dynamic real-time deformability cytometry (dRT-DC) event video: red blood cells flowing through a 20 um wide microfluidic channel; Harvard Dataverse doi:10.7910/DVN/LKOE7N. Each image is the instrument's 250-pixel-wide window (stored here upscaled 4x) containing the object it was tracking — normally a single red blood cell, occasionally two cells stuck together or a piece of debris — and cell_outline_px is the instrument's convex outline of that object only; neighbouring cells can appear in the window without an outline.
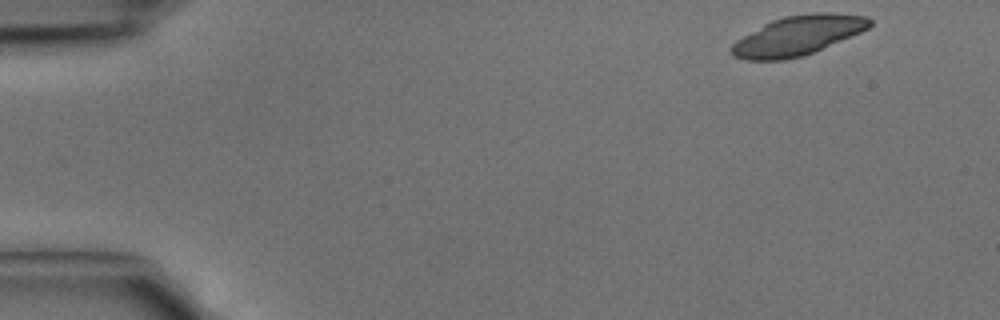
{"species": "common noctule bat (a hibernating species)", "species_latin": "Nyctalus noctula", "temperature_condition": "cold", "stored_images_in_passage": 39, "camera_frame_rate_fps": 3000, "um_per_image_px": 0.085, "animal": {"sex": "male", "body_mass_g": 15.6}, "frame": {"image": 1, "passage_image": 1, "time_ms": 0.0, "image_size_px": [1000, 320], "cell_outline_px": [[872, 24], [868, 28], [860, 32], [804, 56], [784, 60], [744, 60], [736, 56], [732, 52], [732, 44], [736, 40], [764, 24], [772, 20], [784, 16], [812, 12], [828, 12], [868, 16], [872, 20]], "centroid_in_image_um": [67.84, 3.01], "position_along_channel_um": 17.2, "area_um2": 31.62}}